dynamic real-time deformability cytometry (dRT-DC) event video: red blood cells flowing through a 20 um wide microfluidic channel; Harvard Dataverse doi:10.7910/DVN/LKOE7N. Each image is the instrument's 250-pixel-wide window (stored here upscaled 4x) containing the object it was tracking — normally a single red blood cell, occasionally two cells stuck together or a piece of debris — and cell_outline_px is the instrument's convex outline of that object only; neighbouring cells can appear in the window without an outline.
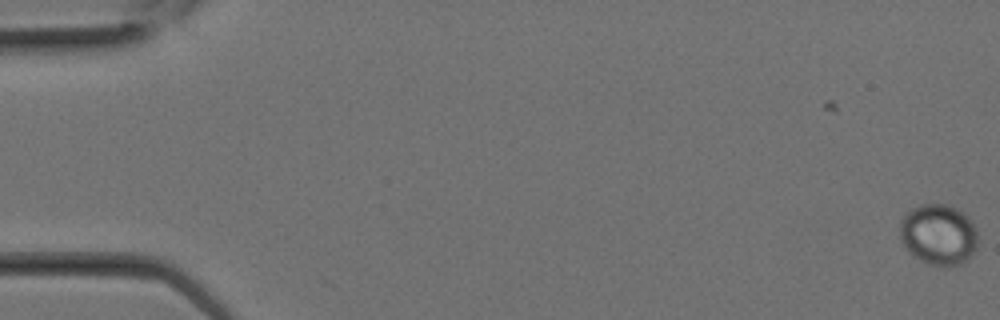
{"species": "Egyptian fruit bat (a non-hibernating species)", "species_latin": "Rousettus aegyptiacus", "temperature_condition": "room temperature", "stored_images_in_passage": 2, "camera_frame_rate_fps": 3000, "um_per_image_px": 0.085, "animal": {"sex": "female"}, "frame": {"image": 1, "passage_image": 2, "time_ms": 0.333, "image_size_px": [1000, 320], "cell_outline_px": [[976, 248], [960, 264], [932, 264], [908, 252], [900, 240], [900, 220], [912, 208], [920, 204], [948, 204], [964, 212], [972, 220], [976, 228]], "centroid_in_image_um": [79.76, 19.87], "position_along_channel_um": 5.2, "area_um2": 27.22}}